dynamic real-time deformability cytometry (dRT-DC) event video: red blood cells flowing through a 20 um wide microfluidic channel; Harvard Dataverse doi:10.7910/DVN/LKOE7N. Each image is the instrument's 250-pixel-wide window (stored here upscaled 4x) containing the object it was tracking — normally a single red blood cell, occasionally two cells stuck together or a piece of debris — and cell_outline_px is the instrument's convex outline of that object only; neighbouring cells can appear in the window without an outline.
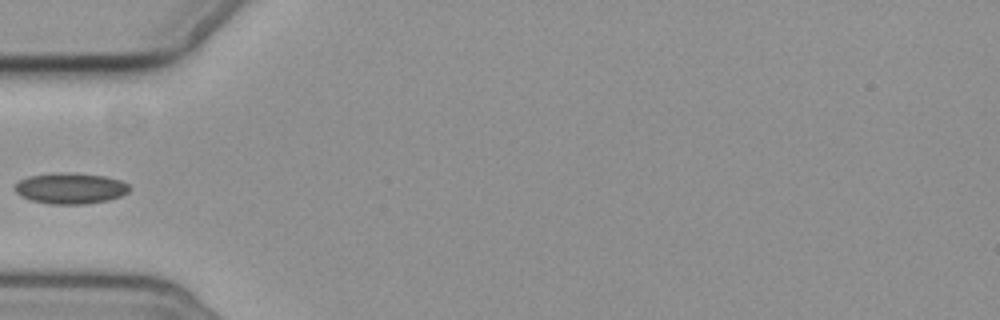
{"species": "common noctule bat (a hibernating species)", "species_latin": "Nyctalus noctula", "temperature_condition": "cold", "stored_images_in_passage": 5, "camera_frame_rate_fps": 3000, "um_per_image_px": 0.085, "animal": {"sex": "female", "body_mass_g": 19.3, "forearm_length_mm": 54.1}, "frame": {"image": 1, "passage_image": 5, "time_ms": 6.333, "image_size_px": [1000, 320], "cell_outline_px": [[132, 188], [128, 192], [120, 196], [108, 200], [84, 204], [52, 204], [32, 200], [20, 196], [16, 192], [16, 184], [20, 180], [28, 176], [56, 172], [72, 172], [104, 176], [120, 180], [128, 184]], "centroid_in_image_um": [6.01, 15.99], "position_along_channel_um": 79.0, "area_um2": 20.69}}